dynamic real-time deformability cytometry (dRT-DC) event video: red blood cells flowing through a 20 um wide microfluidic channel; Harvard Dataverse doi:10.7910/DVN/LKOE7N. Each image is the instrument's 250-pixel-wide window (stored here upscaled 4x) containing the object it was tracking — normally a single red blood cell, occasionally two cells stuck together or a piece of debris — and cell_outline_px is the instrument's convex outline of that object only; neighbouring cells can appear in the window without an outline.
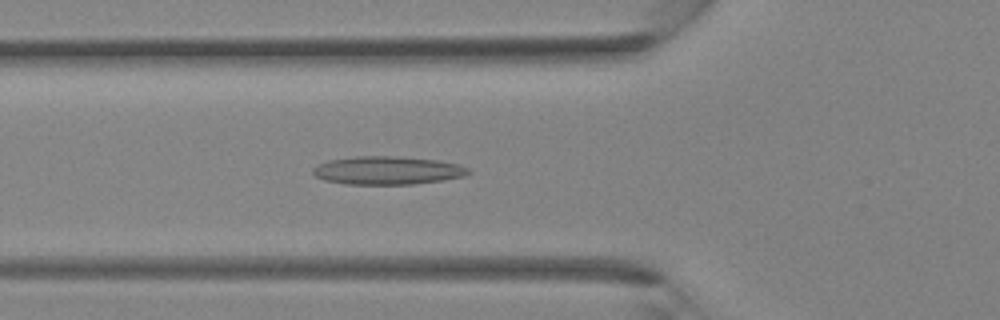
{"species": "Egyptian fruit bat (a non-hibernating species)", "species_latin": "Rousettus aegyptiacus", "temperature_condition": "room temperature", "stored_images_in_passage": 36, "camera_frame_rate_fps": 3000, "um_per_image_px": 0.085, "animal": {"sex": "female"}, "frame": {"image": 1, "passage_image": 13, "time_ms": 4.0, "image_size_px": [1000, 320], "cell_outline_px": [[472, 172], [464, 176], [444, 180], [412, 184], [344, 184], [324, 180], [316, 176], [312, 172], [312, 168], [328, 160], [356, 156], [396, 156], [436, 160], [456, 164], [468, 168]], "centroid_in_image_um": [32.92, 14.49], "position_along_channel_um": 92.9, "area_um2": 25.49}}
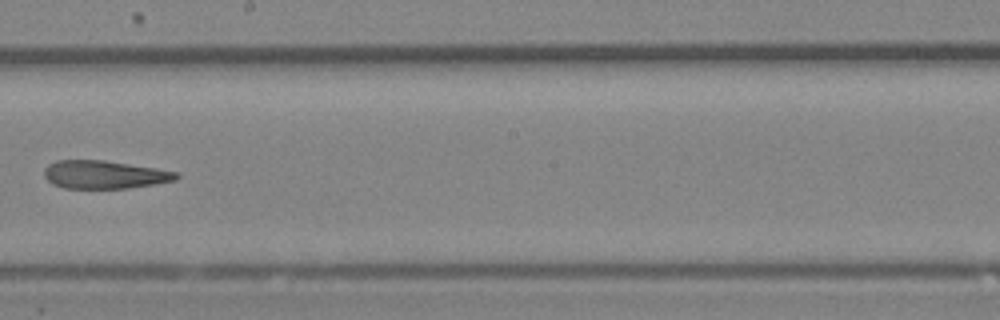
{"frame": {"image": 2, "passage_image": 21, "time_ms": 6.667, "image_size_px": [1000, 320], "cell_outline_px": [[180, 176], [176, 180], [128, 188], [64, 188], [52, 184], [44, 176], [44, 168], [48, 164], [56, 160], [104, 160], [156, 168], [180, 172]], "centroid_in_image_um": [8.87, 14.83], "position_along_channel_um": 239.3, "area_um2": 21.68}}
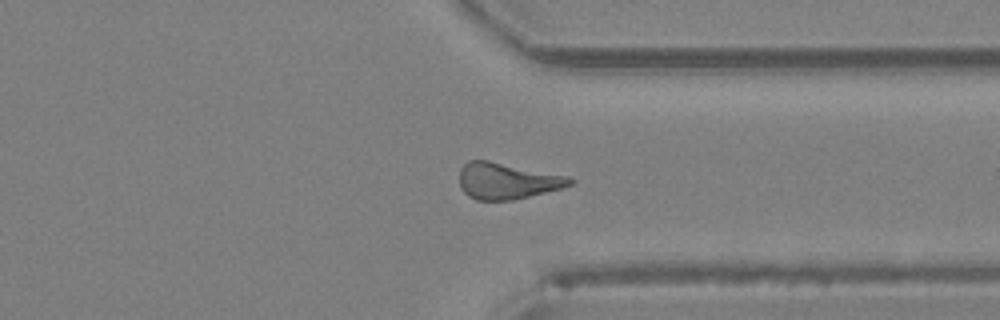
{"frame": {"image": 3, "passage_image": 28, "time_ms": 9.0, "image_size_px": [1000, 320], "cell_outline_px": [[576, 180], [572, 184], [560, 188], [512, 200], [476, 200], [468, 196], [460, 188], [460, 168], [468, 160], [488, 160], [568, 176]], "centroid_in_image_um": [43.07, 15.37], "position_along_channel_um": 368.3, "area_um2": 23.24}}